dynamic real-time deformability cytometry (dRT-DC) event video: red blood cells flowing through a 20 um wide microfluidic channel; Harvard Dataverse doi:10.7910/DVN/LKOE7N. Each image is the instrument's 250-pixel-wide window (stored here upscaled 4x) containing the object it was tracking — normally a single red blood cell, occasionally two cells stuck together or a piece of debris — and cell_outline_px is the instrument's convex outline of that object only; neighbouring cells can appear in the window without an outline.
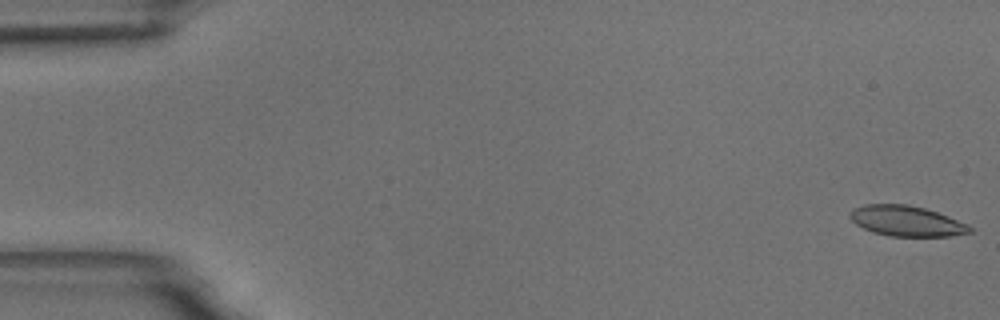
{"species": "common noctule bat (a hibernating species)", "species_latin": "Nyctalus noctula", "temperature_condition": "room temperature", "stored_images_in_passage": 56, "camera_frame_rate_fps": 3000, "um_per_image_px": 0.085, "animal": {"sex": "male", "body_mass_g": 18.8}, "frame": {"image": 1, "passage_image": 1, "time_ms": 0.0, "image_size_px": [1000, 320], "cell_outline_px": [[972, 232], [952, 236], [888, 236], [872, 232], [856, 224], [848, 216], [848, 212], [852, 208], [864, 204], [908, 204], [924, 208], [948, 216], [968, 224], [972, 228]], "centroid_in_image_um": [77.02, 18.78], "position_along_channel_um": 8.0, "area_um2": 21.39}}
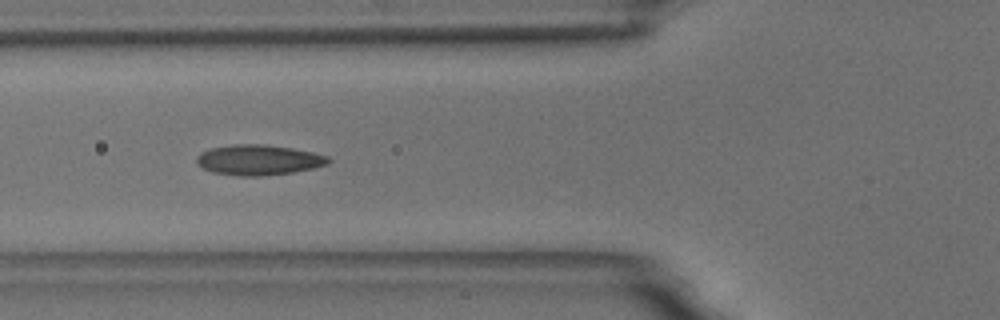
{"frame": {"image": 2, "passage_image": 21, "time_ms": 6.667, "image_size_px": [1000, 320], "cell_outline_px": [[332, 160], [328, 164], [312, 168], [292, 172], [264, 176], [240, 176], [212, 172], [196, 164], [196, 156], [200, 152], [212, 148], [236, 144], [264, 144], [292, 148], [312, 152], [328, 156]], "centroid_in_image_um": [21.97, 13.59], "position_along_channel_um": 103.8, "area_um2": 23.29}}
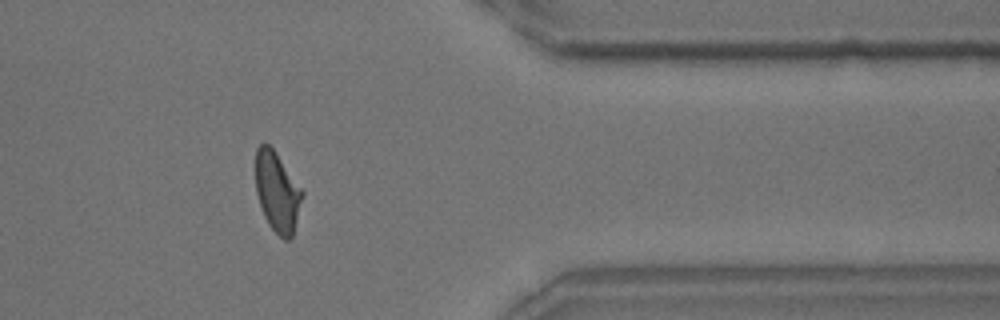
{"frame": {"image": 3, "passage_image": 46, "time_ms": 15.0, "image_size_px": [1000, 320], "cell_outline_px": [[304, 192], [292, 236], [288, 240], [284, 240], [268, 224], [264, 216], [256, 192], [256, 148], [264, 140], [272, 148]], "centroid_in_image_um": [23.55, 16.3], "position_along_channel_um": 387.9, "area_um2": 21.39}, "authors_computed_cell_mechanics": {"area_um2": 21.8484, "velocity_mm_per_s": 3.6136, "shape_relaxation_time_tau1_ms": 7.355, "shape_relaxation_time_tau2_ms": 1.4492, "deformation_change_tau1": 0.196, "deformation_change_tau2": 0.069}}